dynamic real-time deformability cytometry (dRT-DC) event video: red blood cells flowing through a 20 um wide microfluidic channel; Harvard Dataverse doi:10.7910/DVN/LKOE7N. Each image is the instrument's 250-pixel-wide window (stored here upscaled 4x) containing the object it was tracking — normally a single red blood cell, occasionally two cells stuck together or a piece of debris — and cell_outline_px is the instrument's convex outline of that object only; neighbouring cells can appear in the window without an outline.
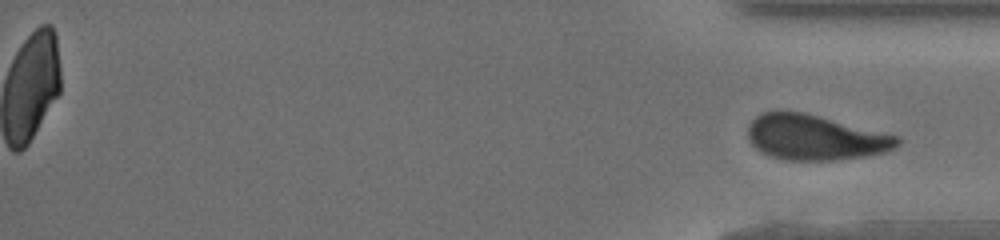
{"species": "human", "species_latin": "Homo sapiens", "temperature_condition": "cold", "stored_images_in_passage": 44, "segment_of_instrument_passage": [2, 2], "camera_frame_rate_fps": 3000, "um_per_image_px": 0.085, "donor": {"sex": "male"}, "frame": {"image": 1, "passage_image": 44, "time_ms": 14.333, "image_size_px": [1000, 240], "cell_outline_px": [[900, 144], [896, 148], [884, 152], [864, 156], [836, 160], [788, 160], [772, 156], [756, 148], [748, 140], [748, 128], [752, 120], [756, 116], [764, 112], [804, 112], [900, 136]], "centroid_in_image_um": [69.32, 11.68], "position_along_channel_um": 365.9, "area_um2": 39.13}}